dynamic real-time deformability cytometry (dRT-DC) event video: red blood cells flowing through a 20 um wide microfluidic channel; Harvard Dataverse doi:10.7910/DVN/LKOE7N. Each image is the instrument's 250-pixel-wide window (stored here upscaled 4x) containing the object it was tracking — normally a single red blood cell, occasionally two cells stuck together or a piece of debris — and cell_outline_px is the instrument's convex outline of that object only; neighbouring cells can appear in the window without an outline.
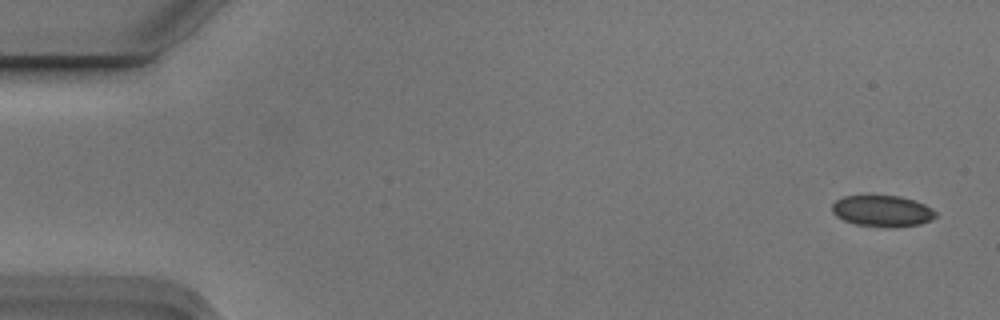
{"species": "Egyptian fruit bat (a non-hibernating species)", "species_latin": "Rousettus aegyptiacus", "temperature_condition": "cold", "stored_images_in_passage": 5, "camera_frame_rate_fps": 3000, "um_per_image_px": 0.085, "animal": {"sex": "male"}, "frame": {"image": 1, "passage_image": 1, "time_ms": 0.0, "image_size_px": [1000, 320], "cell_outline_px": [[936, 216], [932, 220], [920, 224], [856, 224], [844, 220], [836, 216], [832, 212], [832, 204], [836, 200], [844, 196], [900, 196], [924, 204], [932, 208], [936, 212]], "centroid_in_image_um": [74.98, 17.88], "position_along_channel_um": 10.0, "area_um2": 17.92}}
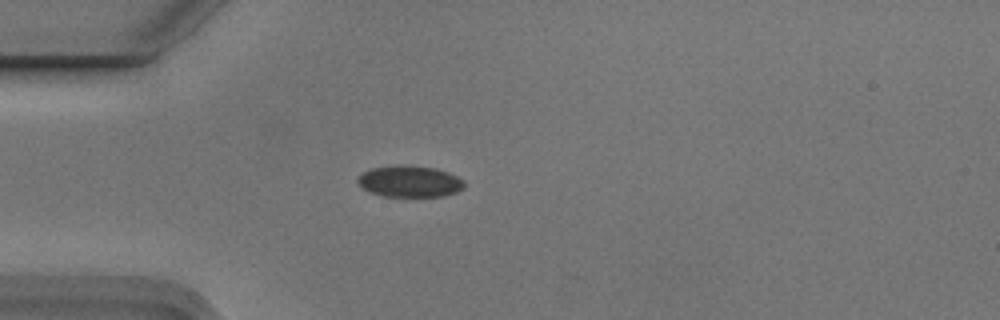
{"frame": {"image": 2, "passage_image": 5, "time_ms": 1.333, "image_size_px": [1000, 320], "cell_outline_px": [[464, 188], [456, 192], [444, 196], [384, 196], [372, 192], [364, 188], [356, 180], [364, 172], [372, 168], [396, 164], [400, 164], [436, 168], [448, 172], [464, 180]], "centroid_in_image_um": [34.86, 15.4], "position_along_channel_um": 50.1, "area_um2": 19.42}}